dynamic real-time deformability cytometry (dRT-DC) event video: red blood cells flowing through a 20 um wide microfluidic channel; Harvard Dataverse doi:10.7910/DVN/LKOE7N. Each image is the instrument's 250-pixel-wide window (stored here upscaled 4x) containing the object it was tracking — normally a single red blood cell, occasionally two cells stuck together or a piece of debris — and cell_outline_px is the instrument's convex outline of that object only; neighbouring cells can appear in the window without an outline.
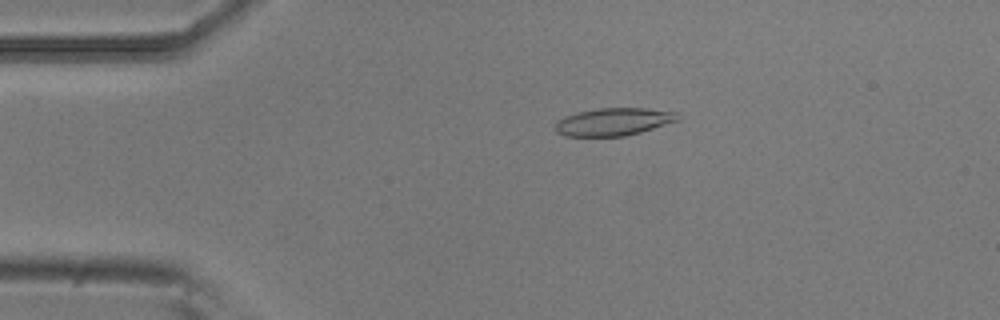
{"species": "common noctule bat (a hibernating species)", "species_latin": "Nyctalus noctula", "temperature_condition": "room temperature", "stored_images_in_passage": 2, "camera_frame_rate_fps": 3000, "um_per_image_px": 0.085, "animal": {"sex": "male", "body_mass_g": 20.5, "forearm_length_mm": 52.5}, "frame": {"image": 1, "passage_image": 1, "time_ms": 0.0, "image_size_px": [1000, 320], "cell_outline_px": [[680, 120], [640, 132], [624, 136], [564, 136], [556, 132], [556, 120], [576, 112], [600, 108], [648, 108], [676, 112], [680, 116]], "centroid_in_image_um": [52.16, 10.34], "position_along_channel_um": 32.8, "area_um2": 19.77}}